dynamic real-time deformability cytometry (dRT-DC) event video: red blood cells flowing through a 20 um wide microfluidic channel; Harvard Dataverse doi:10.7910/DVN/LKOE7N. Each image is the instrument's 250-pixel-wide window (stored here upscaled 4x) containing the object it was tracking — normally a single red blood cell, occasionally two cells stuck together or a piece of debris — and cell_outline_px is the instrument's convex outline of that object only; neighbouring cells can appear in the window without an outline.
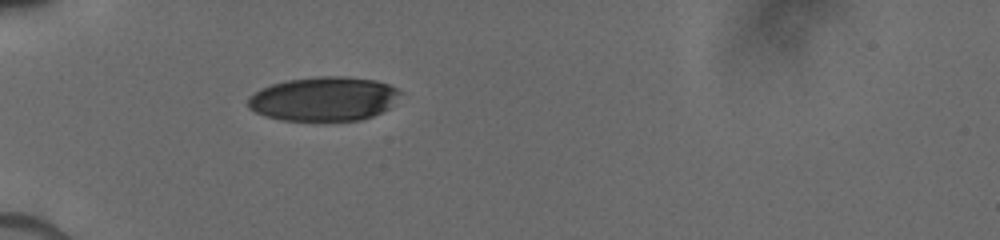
{"species": "human", "species_latin": "Homo sapiens", "temperature_condition": "cold", "stored_images_in_passage": 9, "camera_frame_rate_fps": 3000, "um_per_image_px": 0.085, "donor": {"sex": "male"}, "frame": {"image": 1, "passage_image": 1, "time_ms": 0.0, "image_size_px": [1000, 240], "cell_outline_px": [[404, 92], [388, 108], [372, 116], [360, 120], [280, 120], [264, 116], [248, 108], [248, 96], [272, 84], [288, 80], [320, 76], [344, 76], [376, 80], [388, 84]], "centroid_in_image_um": [27.54, 8.4], "position_along_channel_um": 57.5, "area_um2": 39.07}}
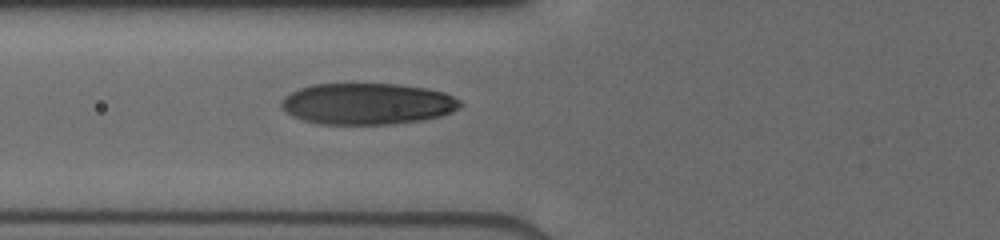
{"frame": {"image": 2, "passage_image": 6, "time_ms": 1.333, "image_size_px": [1000, 240], "cell_outline_px": [[464, 104], [460, 108], [452, 112], [440, 116], [424, 120], [392, 124], [320, 124], [304, 120], [292, 116], [280, 108], [280, 100], [284, 96], [300, 88], [312, 84], [396, 84], [424, 88], [444, 92], [460, 100]], "centroid_in_image_um": [31.22, 8.83], "position_along_channel_um": 94.6, "area_um2": 43.35}}
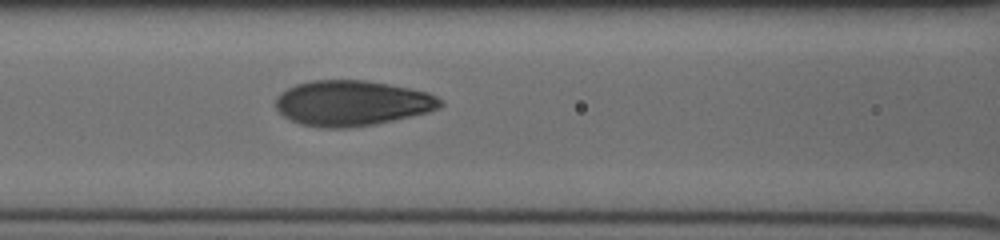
{"frame": {"image": 3, "passage_image": 9, "time_ms": 2.333, "image_size_px": [1000, 240], "cell_outline_px": [[444, 104], [440, 108], [428, 112], [376, 124], [352, 128], [320, 128], [300, 124], [284, 116], [276, 108], [276, 96], [280, 92], [296, 84], [312, 80], [364, 80], [388, 84], [428, 92], [444, 100]], "centroid_in_image_um": [29.93, 8.77], "position_along_channel_um": 136.7, "area_um2": 43.75}}